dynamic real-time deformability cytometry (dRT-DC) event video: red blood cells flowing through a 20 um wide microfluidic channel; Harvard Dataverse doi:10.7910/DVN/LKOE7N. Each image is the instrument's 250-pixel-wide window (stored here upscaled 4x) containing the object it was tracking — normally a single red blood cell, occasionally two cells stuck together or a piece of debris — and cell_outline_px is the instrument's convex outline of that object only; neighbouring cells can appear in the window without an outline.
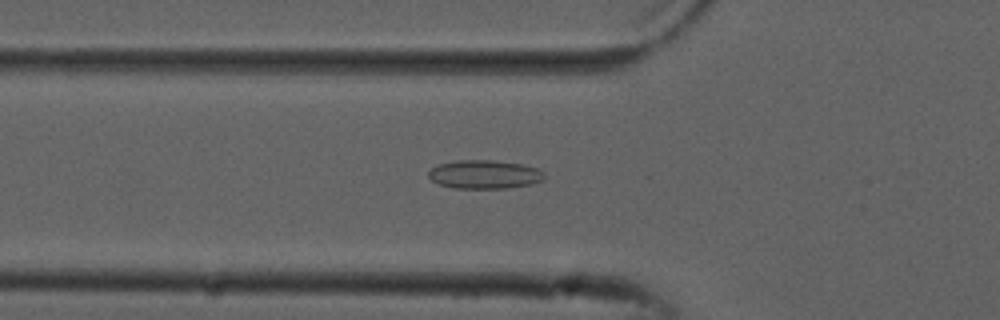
{"species": "common noctule bat (a hibernating species)", "species_latin": "Nyctalus noctula", "temperature_condition": "cold", "stored_images_in_passage": 52, "camera_frame_rate_fps": 3000, "um_per_image_px": 0.085, "animal": {"sex": "male", "forearm_length_mm": 52.5}, "frame": {"image": 1, "passage_image": 17, "time_ms": 5.333, "image_size_px": [1000, 320], "cell_outline_px": [[544, 180], [532, 184], [504, 188], [456, 188], [440, 184], [432, 180], [428, 176], [428, 172], [432, 168], [440, 164], [456, 160], [492, 160], [520, 164], [536, 168], [544, 172]], "centroid_in_image_um": [41.19, 14.82], "position_along_channel_um": 84.6, "area_um2": 19.13}}
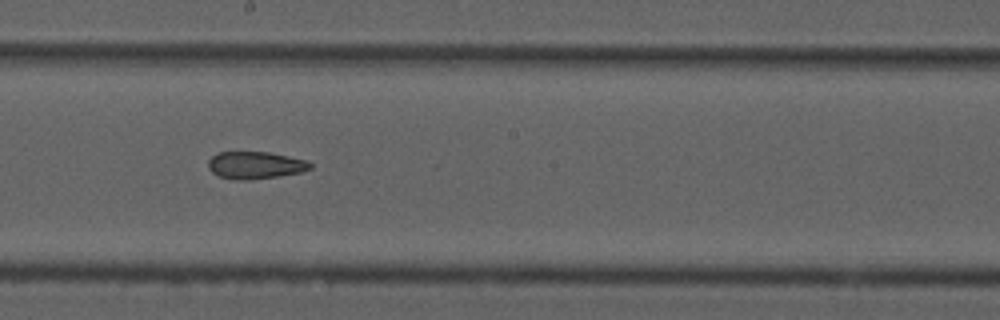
{"frame": {"image": 2, "passage_image": 28, "time_ms": 9.0, "image_size_px": [1000, 320], "cell_outline_px": [[312, 168], [300, 172], [276, 176], [248, 180], [232, 180], [216, 176], [208, 168], [208, 160], [216, 152], [268, 152], [288, 156], [304, 160], [312, 164]], "centroid_in_image_um": [21.63, 14.04], "position_along_channel_um": 226.6, "area_um2": 16.24}}
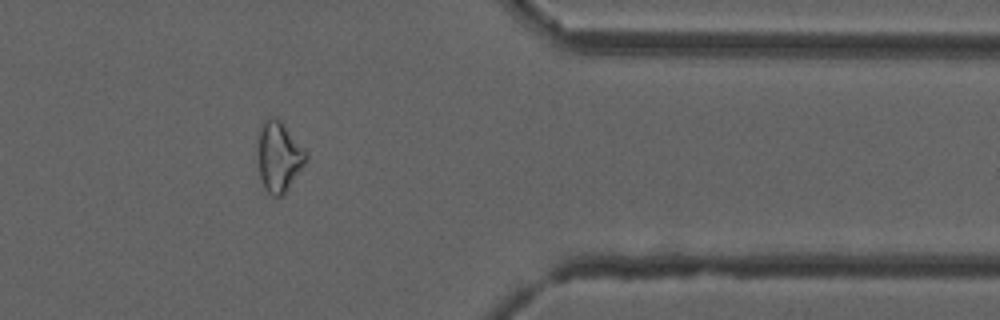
{"frame": {"image": 3, "passage_image": 42, "time_ms": 13.667, "image_size_px": [1000, 320], "cell_outline_px": [[308, 160], [284, 196], [272, 196], [264, 188], [260, 176], [256, 152], [260, 124], [268, 116], [276, 116], [284, 124], [308, 152]], "centroid_in_image_um": [23.7, 13.3], "position_along_channel_um": 387.7, "area_um2": 20.46}, "authors_computed_cell_mechanics": {"area_um2": 19.7098, "velocity_mm_per_s": 3.8521, "shape_relaxation_time_tau1_ms": null, "shape_relaxation_time_tau2_ms": 2.7773, "deformation_change_tau1": null, "deformation_change_tau2": 0.0958}}